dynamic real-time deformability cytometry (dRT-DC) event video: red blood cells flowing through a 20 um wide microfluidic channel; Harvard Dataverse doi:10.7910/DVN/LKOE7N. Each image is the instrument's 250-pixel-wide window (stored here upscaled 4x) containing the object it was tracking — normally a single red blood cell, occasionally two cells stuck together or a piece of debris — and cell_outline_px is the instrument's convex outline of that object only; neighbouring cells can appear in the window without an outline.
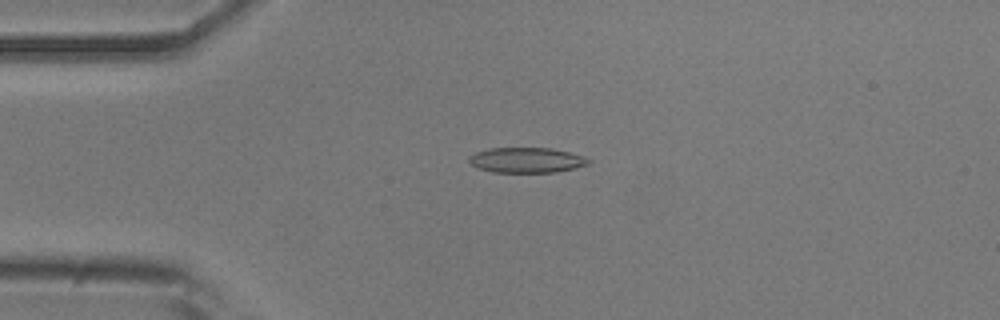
{"species": "common noctule bat (a hibernating species)", "species_latin": "Nyctalus noctula", "temperature_condition": "room temperature", "stored_images_in_passage": 53, "camera_frame_rate_fps": 3000, "um_per_image_px": 0.085, "animal": {"sex": "male", "body_mass_g": 20.5, "forearm_length_mm": 52.5}, "frame": {"image": 1, "passage_image": 13, "time_ms": 4.0, "image_size_px": [1000, 320], "cell_outline_px": [[592, 160], [588, 164], [576, 168], [556, 172], [492, 172], [480, 168], [472, 164], [468, 160], [468, 156], [476, 152], [488, 148], [552, 148], [568, 152]], "centroid_in_image_um": [44.74, 13.61], "position_along_channel_um": 40.3, "area_um2": 17.46}}
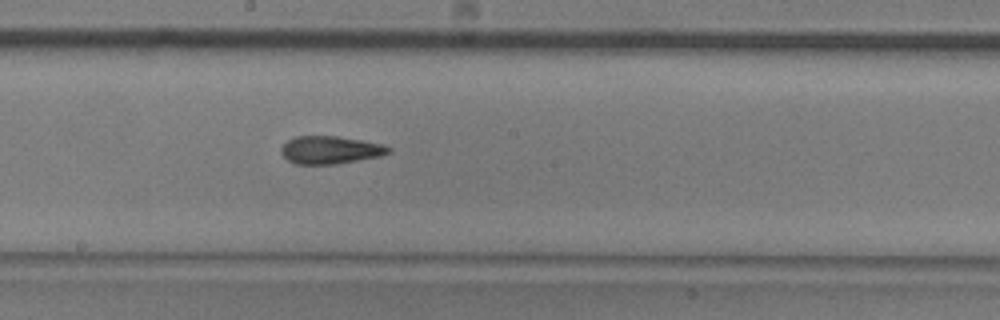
{"frame": {"image": 2, "passage_image": 29, "time_ms": 9.333, "image_size_px": [1000, 320], "cell_outline_px": [[392, 152], [380, 156], [332, 164], [296, 164], [288, 160], [280, 152], [280, 148], [288, 140], [296, 136], [336, 136], [384, 144], [392, 148]], "centroid_in_image_um": [28.08, 12.74], "position_along_channel_um": 220.1, "area_um2": 17.28}}
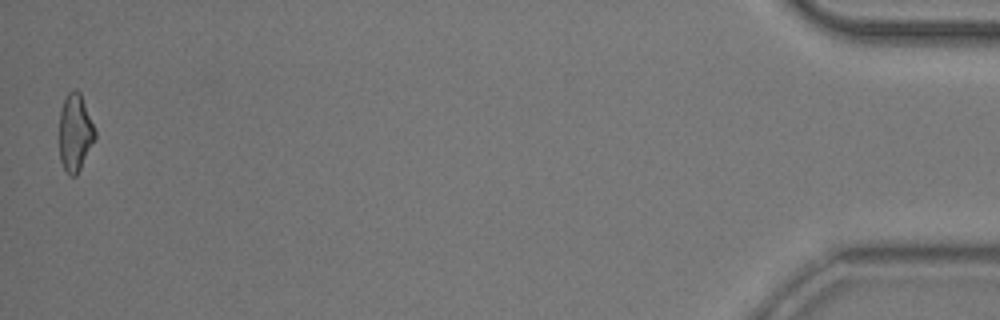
{"frame": {"image": 3, "passage_image": 53, "time_ms": 17.333, "image_size_px": [1000, 320], "cell_outline_px": [[96, 136], [76, 176], [68, 176], [60, 160], [60, 112], [64, 100], [68, 92], [76, 88], [80, 92], [96, 132]], "centroid_in_image_um": [6.38, 11.27], "position_along_channel_um": 428.8, "area_um2": 15.84}, "authors_computed_cell_mechanics": {"area_um2": 17.1666, "velocity_mm_per_s": 3.8005, "shape_relaxation_time_tau1_ms": null, "shape_relaxation_time_tau2_ms": 2.9677, "deformation_change_tau1": null, "deformation_change_tau2": 0.121}}